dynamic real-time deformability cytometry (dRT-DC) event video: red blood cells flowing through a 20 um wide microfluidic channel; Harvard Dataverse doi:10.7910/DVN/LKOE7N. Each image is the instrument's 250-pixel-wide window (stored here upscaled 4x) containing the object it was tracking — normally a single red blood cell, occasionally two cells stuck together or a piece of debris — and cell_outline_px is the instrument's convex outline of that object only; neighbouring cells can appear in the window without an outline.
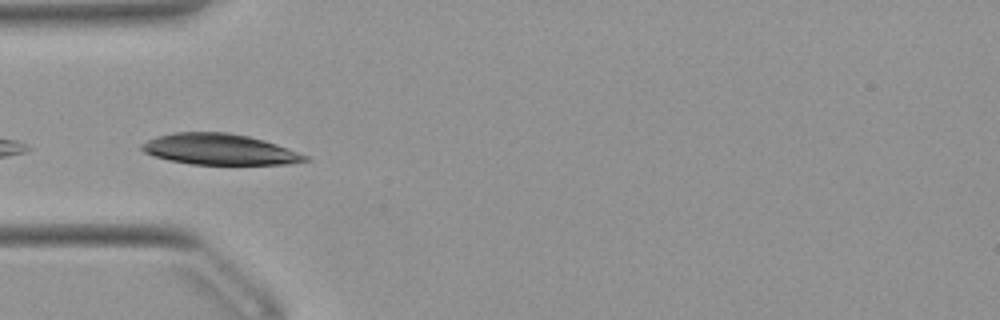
{"species": "Egyptian fruit bat (a non-hibernating species)", "species_latin": "Rousettus aegyptiacus", "temperature_condition": "warm", "stored_images_in_passage": 34, "camera_frame_rate_fps": 3000, "um_per_image_px": 0.085, "animal": {"sex": "female"}, "frame": {"image": 1, "passage_image": 1, "time_ms": 0.0, "image_size_px": [1000, 320], "cell_outline_px": [[312, 160], [288, 164], [192, 164], [168, 160], [144, 152], [140, 148], [140, 144], [156, 136], [176, 132], [228, 132], [248, 136], [264, 140], [276, 144], [308, 156]], "centroid_in_image_um": [18.65, 12.69], "position_along_channel_um": 66.4, "area_um2": 29.3}}
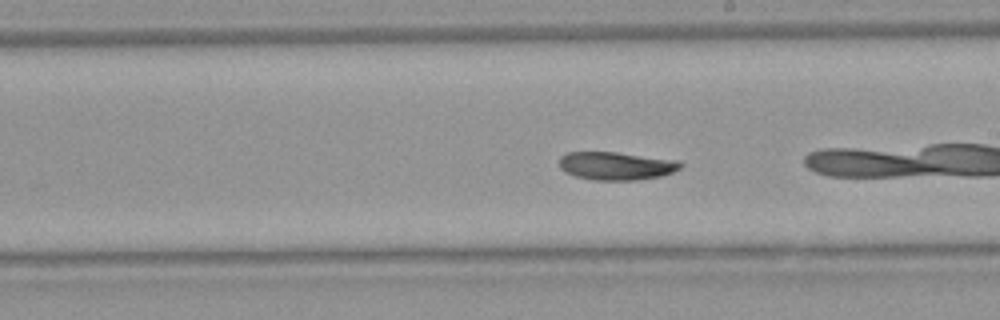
{"frame": {"image": 2, "passage_image": 10, "time_ms": 3.0, "image_size_px": [1000, 320], "cell_outline_px": [[684, 164], [680, 168], [672, 172], [660, 176], [636, 180], [592, 180], [576, 176], [564, 172], [560, 168], [560, 156], [568, 152], [616, 152], [680, 160]], "centroid_in_image_um": [52.39, 14.09], "position_along_channel_um": 236.6, "area_um2": 19.94}, "authors_computed_cell_mechanics": {"area_um2": 19.9988, "velocity_mm_per_s": 3.9065, "shape_relaxation_time_tau1_ms": null, "shape_relaxation_time_tau2_ms": 1.8455, "deformation_change_tau1": null, "deformation_change_tau2": 0.0529}}